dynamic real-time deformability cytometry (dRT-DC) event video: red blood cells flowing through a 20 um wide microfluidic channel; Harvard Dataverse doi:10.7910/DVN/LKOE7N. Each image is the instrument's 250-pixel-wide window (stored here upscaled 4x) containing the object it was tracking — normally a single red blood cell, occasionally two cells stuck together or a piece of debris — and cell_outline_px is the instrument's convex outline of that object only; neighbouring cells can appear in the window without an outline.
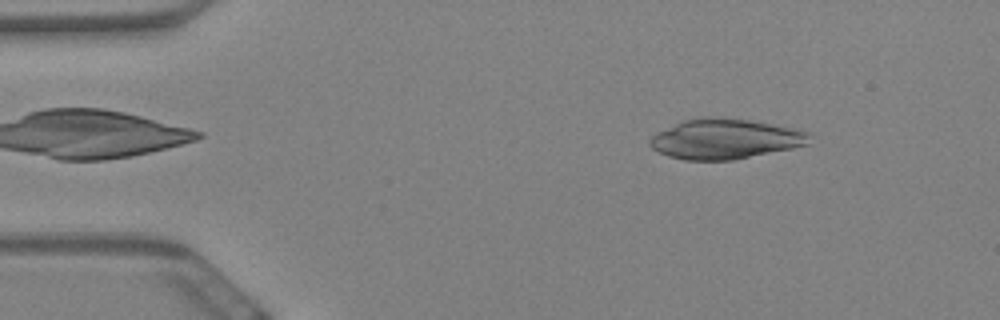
{"species": "Egyptian fruit bat (a non-hibernating species)", "species_latin": "Rousettus aegyptiacus", "temperature_condition": "warm", "stored_images_in_passage": 57, "camera_frame_rate_fps": 3000, "um_per_image_px": 0.085, "animal": {"sex": "female"}, "frame": {"image": 1, "passage_image": 7, "time_ms": 2.0, "image_size_px": [1000, 320], "cell_outline_px": [[808, 144], [792, 148], [736, 160], [684, 160], [668, 156], [652, 148], [648, 144], [648, 140], [652, 136], [684, 120], [700, 116], [712, 116], [748, 120], [792, 128], [808, 132]], "centroid_in_image_um": [61.6, 11.82], "position_along_channel_um": 23.4, "area_um2": 36.93}}